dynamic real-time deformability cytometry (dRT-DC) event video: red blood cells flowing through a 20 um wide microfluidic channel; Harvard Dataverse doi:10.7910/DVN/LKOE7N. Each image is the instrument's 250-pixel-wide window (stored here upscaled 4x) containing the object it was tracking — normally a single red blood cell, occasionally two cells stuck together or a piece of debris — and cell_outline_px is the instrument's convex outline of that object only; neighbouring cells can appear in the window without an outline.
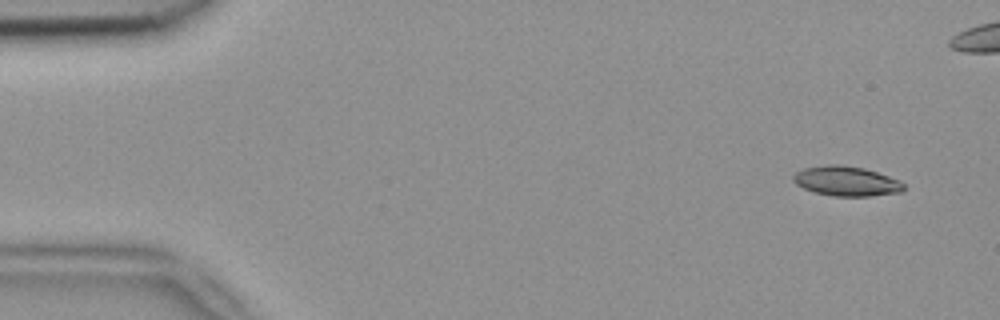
{"species": "common noctule bat (a hibernating species)", "species_latin": "Nyctalus noctula", "temperature_condition": "room temperature", "stored_images_in_passage": 4, "camera_frame_rate_fps": 3000, "um_per_image_px": 0.085, "animal": {"sex": "female", "body_mass_g": 18.4}, "frame": {"image": 1, "passage_image": 1, "time_ms": 0.0, "image_size_px": [1000, 320], "cell_outline_px": [[904, 188], [900, 192], [868, 196], [832, 196], [816, 192], [804, 188], [796, 184], [792, 180], [792, 176], [796, 172], [804, 168], [828, 164], [840, 164], [864, 168], [900, 180], [904, 184]], "centroid_in_image_um": [71.92, 15.39], "position_along_channel_um": 13.1, "area_um2": 19.07}}